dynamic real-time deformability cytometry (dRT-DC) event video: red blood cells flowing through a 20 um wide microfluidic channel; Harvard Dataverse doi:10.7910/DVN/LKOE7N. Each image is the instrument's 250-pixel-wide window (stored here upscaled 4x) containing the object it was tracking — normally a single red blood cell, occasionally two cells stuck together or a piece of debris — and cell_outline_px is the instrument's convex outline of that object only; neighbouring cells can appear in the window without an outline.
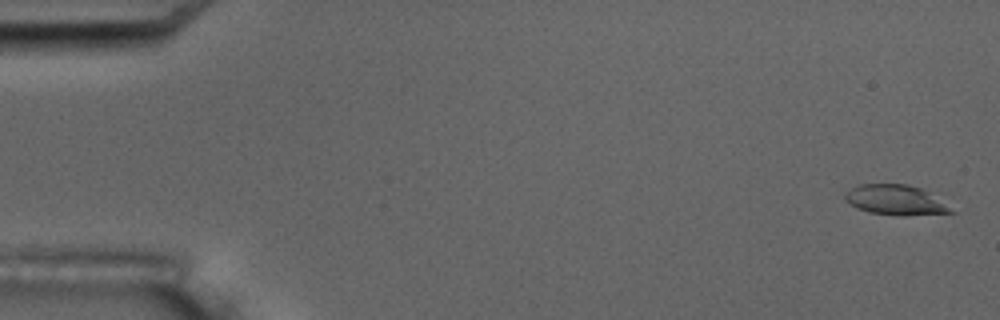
{"species": "common noctule bat (a hibernating species)", "species_latin": "Nyctalus noctula", "temperature_condition": "room temperature", "stored_images_in_passage": 5, "camera_frame_rate_fps": 3000, "um_per_image_px": 0.085, "animal": {"sex": "male", "body_mass_g": 17.5, "forearm_length_mm": 52.3}, "frame": {"image": 1, "passage_image": 1, "time_ms": 0.0, "image_size_px": [1000, 320], "cell_outline_px": [[956, 212], [904, 216], [900, 216], [868, 212], [856, 208], [844, 200], [844, 192], [856, 184], [908, 184], [920, 188]], "centroid_in_image_um": [76.0, 17.0], "position_along_channel_um": 9.0, "area_um2": 18.44}}